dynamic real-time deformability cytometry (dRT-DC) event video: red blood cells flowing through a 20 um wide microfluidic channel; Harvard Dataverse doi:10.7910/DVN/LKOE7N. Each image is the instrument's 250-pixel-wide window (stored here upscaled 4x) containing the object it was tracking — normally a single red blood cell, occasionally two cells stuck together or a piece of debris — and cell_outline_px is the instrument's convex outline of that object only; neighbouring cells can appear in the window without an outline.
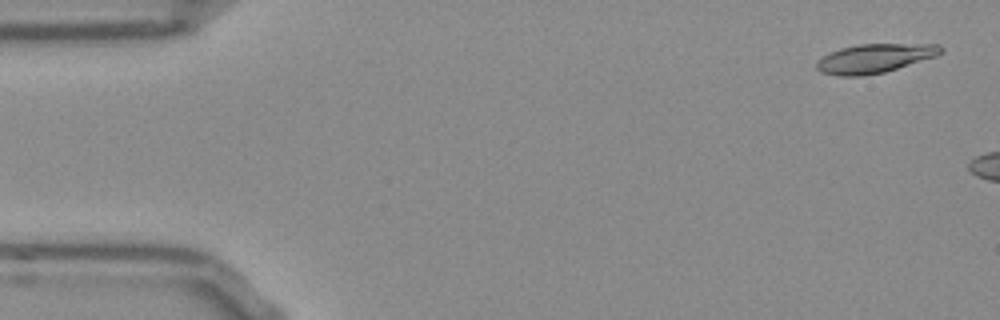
{"species": "Egyptian fruit bat (a non-hibernating species)", "species_latin": "Rousettus aegyptiacus", "temperature_condition": "room temperature", "stored_images_in_passage": 13, "camera_frame_rate_fps": 3000, "um_per_image_px": 0.085, "frame": {"image": 1, "passage_image": 2, "time_ms": 0.333, "image_size_px": [1000, 320], "cell_outline_px": [[944, 52], [936, 56], [884, 72], [860, 76], [840, 76], [820, 72], [816, 68], [816, 60], [828, 52], [840, 48], [860, 44], [940, 44], [944, 48]], "centroid_in_image_um": [74.32, 4.95], "position_along_channel_um": 10.7, "area_um2": 21.1}}
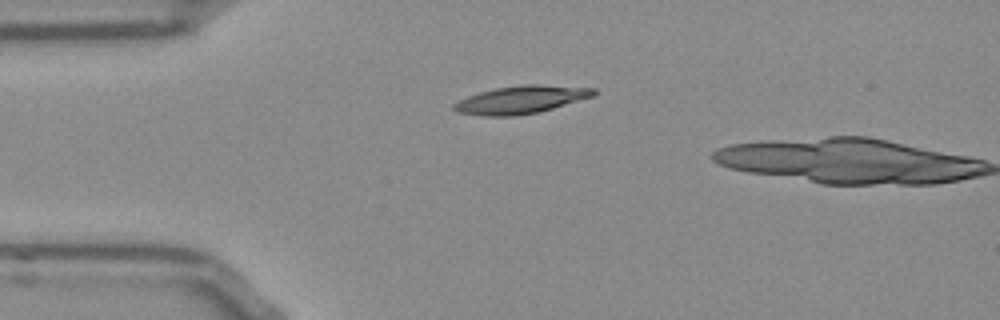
{"frame": {"image": 2, "passage_image": 12, "time_ms": 3.667, "image_size_px": [1000, 320], "cell_outline_px": [[596, 96], [552, 108], [536, 112], [512, 116], [484, 116], [456, 112], [452, 108], [452, 104], [468, 96], [480, 92], [496, 88], [520, 84], [540, 84], [596, 88]], "centroid_in_image_um": [44.3, 8.46], "position_along_channel_um": 40.7, "area_um2": 22.66}}